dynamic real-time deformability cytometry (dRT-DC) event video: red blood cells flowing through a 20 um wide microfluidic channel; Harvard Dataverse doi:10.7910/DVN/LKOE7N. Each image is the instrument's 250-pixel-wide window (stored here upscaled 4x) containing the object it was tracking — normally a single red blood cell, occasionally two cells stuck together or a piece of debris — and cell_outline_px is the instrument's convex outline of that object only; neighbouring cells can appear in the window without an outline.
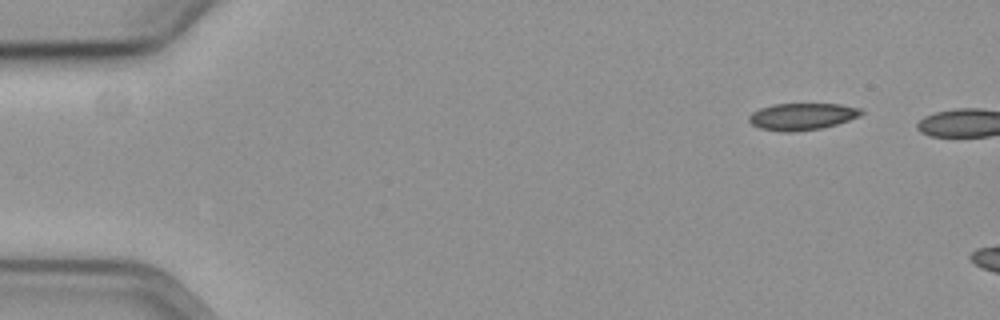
{"species": "common noctule bat (a hibernating species)", "species_latin": "Nyctalus noctula", "temperature_condition": "cold", "stored_images_in_passage": 4, "camera_frame_rate_fps": 3000, "um_per_image_px": 0.085, "animal": {"sex": "female", "body_mass_g": 19.3, "forearm_length_mm": 54.1}, "frame": {"image": 1, "passage_image": 1, "time_ms": 0.0, "image_size_px": [1000, 320], "cell_outline_px": [[864, 112], [860, 116], [836, 124], [820, 128], [792, 132], [784, 132], [760, 128], [752, 124], [748, 120], [748, 116], [752, 112], [760, 108], [772, 104], [840, 104], [860, 108]], "centroid_in_image_um": [68.16, 9.89], "position_along_channel_um": 16.8, "area_um2": 17.51}}